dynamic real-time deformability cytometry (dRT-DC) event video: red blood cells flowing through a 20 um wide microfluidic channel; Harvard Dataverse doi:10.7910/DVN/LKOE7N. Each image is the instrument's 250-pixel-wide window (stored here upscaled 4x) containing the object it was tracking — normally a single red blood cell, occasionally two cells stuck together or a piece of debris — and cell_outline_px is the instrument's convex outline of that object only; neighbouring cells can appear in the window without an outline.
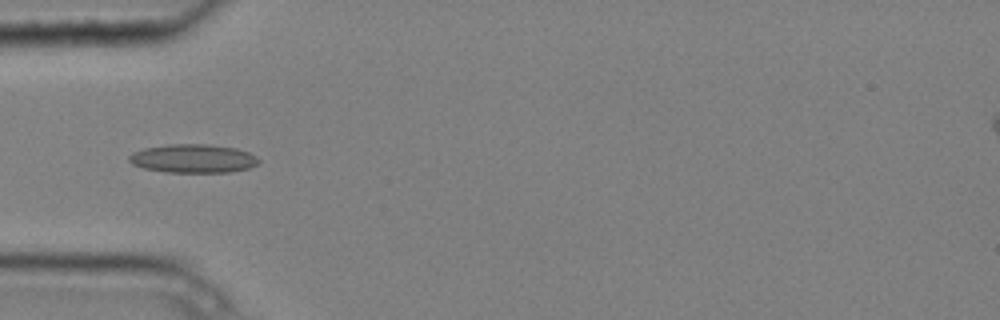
{"species": "common noctule bat (a hibernating species)", "species_latin": "Nyctalus noctula", "temperature_condition": "cold", "stored_images_in_passage": 6, "camera_frame_rate_fps": 3000, "um_per_image_px": 0.085, "animal": {"sex": "male", "body_mass_g": 20.4}, "frame": {"image": 1, "passage_image": 5, "time_ms": 1.333, "image_size_px": [1000, 320], "cell_outline_px": [[260, 160], [256, 164], [248, 168], [232, 172], [164, 172], [144, 168], [132, 164], [128, 160], [128, 156], [132, 152], [144, 148], [168, 144], [208, 144], [236, 148], [248, 152], [256, 156]], "centroid_in_image_um": [16.39, 13.47], "position_along_channel_um": 68.6, "area_um2": 21.68}}
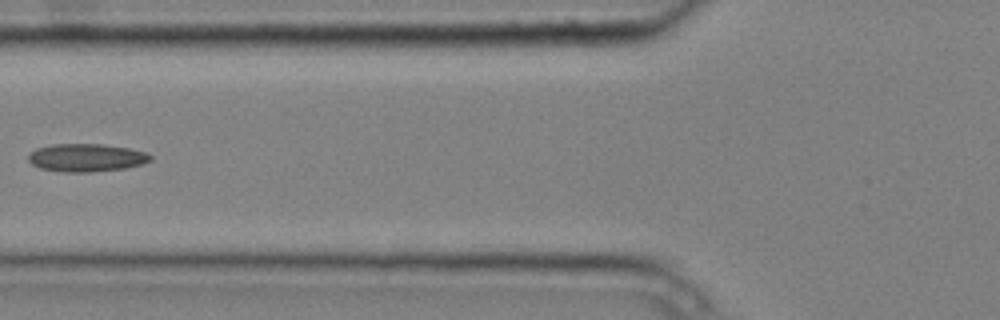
{"frame": {"image": 2, "passage_image": 6, "time_ms": 1.667, "image_size_px": [1000, 320], "cell_outline_px": [[152, 160], [140, 164], [124, 168], [88, 172], [64, 172], [40, 168], [32, 164], [28, 160], [28, 156], [36, 148], [52, 144], [100, 144], [128, 148], [144, 152], [152, 156]], "centroid_in_image_um": [7.31, 13.4], "position_along_channel_um": 118.5, "area_um2": 19.65}}